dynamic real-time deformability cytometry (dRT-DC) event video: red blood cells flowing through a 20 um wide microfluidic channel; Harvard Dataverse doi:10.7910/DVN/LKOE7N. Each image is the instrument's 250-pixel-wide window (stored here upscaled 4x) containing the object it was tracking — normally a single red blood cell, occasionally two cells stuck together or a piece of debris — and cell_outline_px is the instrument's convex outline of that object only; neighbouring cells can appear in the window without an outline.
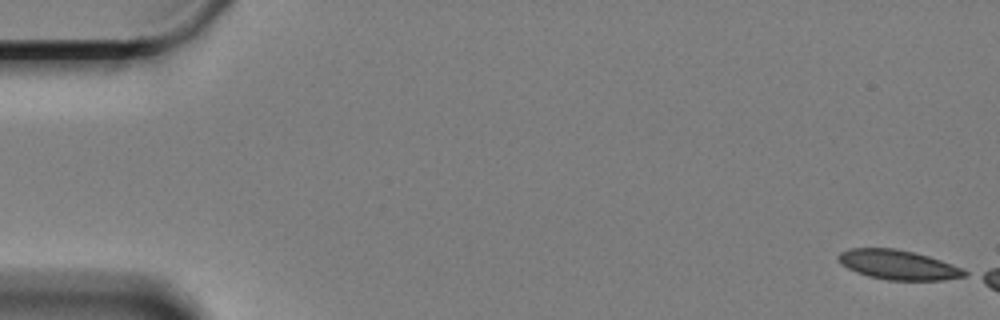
{"species": "Egyptian fruit bat (a non-hibernating species)", "species_latin": "Rousettus aegyptiacus", "temperature_condition": "cold", "stored_images_in_passage": 7, "camera_frame_rate_fps": 3000, "um_per_image_px": 0.085, "animal": {"sex": "female"}, "frame": {"image": 1, "passage_image": 1, "time_ms": 0.0, "image_size_px": [1000, 320], "cell_outline_px": [[968, 276], [944, 280], [888, 280], [868, 276], [856, 272], [840, 264], [836, 260], [836, 256], [840, 252], [848, 248], [892, 248], [912, 252], [928, 256], [952, 264], [968, 272]], "centroid_in_image_um": [76.3, 22.51], "position_along_channel_um": 8.7, "area_um2": 21.79}}